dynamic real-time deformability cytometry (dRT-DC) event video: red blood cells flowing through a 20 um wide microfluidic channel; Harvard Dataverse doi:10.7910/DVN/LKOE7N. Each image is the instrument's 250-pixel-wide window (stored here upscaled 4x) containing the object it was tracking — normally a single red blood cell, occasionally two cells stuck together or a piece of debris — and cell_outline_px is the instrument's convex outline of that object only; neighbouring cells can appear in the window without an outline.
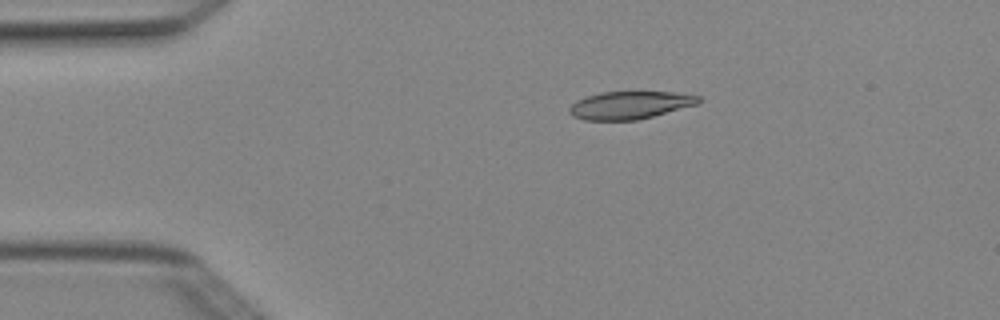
{"species": "Egyptian fruit bat (a non-hibernating species)", "species_latin": "Rousettus aegyptiacus", "temperature_condition": "cold", "stored_images_in_passage": 4, "camera_frame_rate_fps": 3000, "um_per_image_px": 0.085, "animal": {"sex": "female"}, "frame": {"image": 1, "passage_image": 3, "time_ms": 0.667, "image_size_px": [1000, 320], "cell_outline_px": [[700, 100], [696, 104], [652, 116], [636, 120], [584, 120], [572, 116], [568, 112], [568, 108], [576, 100], [600, 92], [672, 92], [700, 96]], "centroid_in_image_um": [53.47, 8.94], "position_along_channel_um": 31.5, "area_um2": 20.63}}
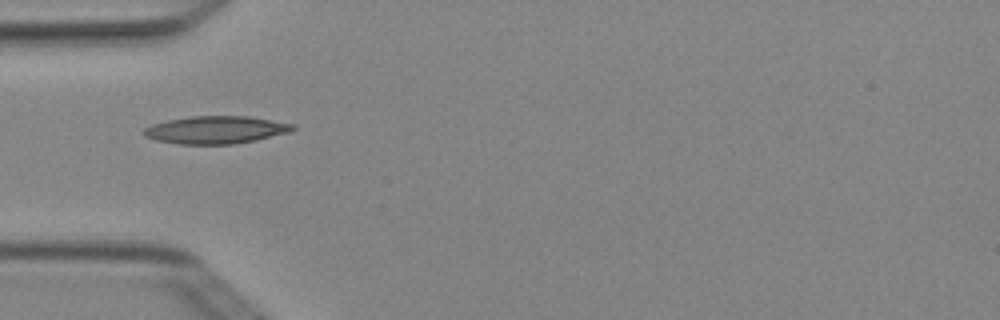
{"frame": {"image": 2, "passage_image": 4, "time_ms": 1.0, "image_size_px": [1000, 320], "cell_outline_px": [[296, 128], [288, 132], [256, 140], [232, 144], [176, 144], [156, 140], [144, 136], [140, 132], [144, 128], [152, 124], [168, 120], [192, 116], [248, 116], [296, 124]], "centroid_in_image_um": [18.32, 11.04], "position_along_channel_um": 66.7, "area_um2": 24.04}}